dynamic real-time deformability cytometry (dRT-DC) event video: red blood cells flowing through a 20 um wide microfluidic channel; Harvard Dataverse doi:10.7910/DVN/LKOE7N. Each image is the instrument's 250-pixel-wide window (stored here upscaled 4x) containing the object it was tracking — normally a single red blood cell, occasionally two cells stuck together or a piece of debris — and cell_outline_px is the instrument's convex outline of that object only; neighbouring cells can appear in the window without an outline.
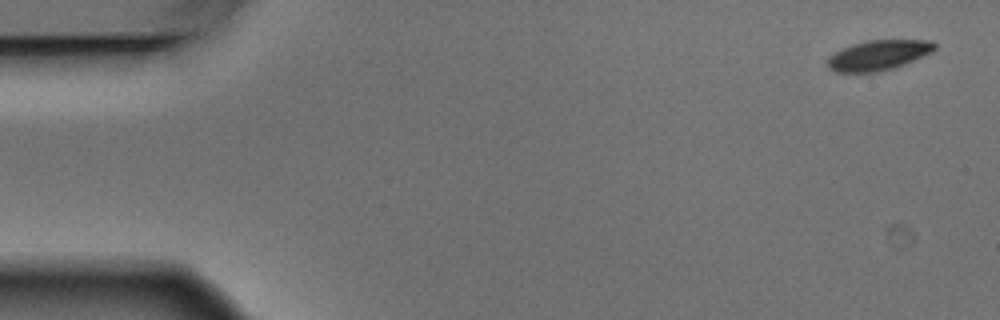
{"species": "Egyptian fruit bat (a non-hibernating species)", "species_latin": "Rousettus aegyptiacus", "temperature_condition": "warm", "stored_images_in_passage": 5, "camera_frame_rate_fps": 3000, "um_per_image_px": 0.085, "animal": {"sex": "male"}, "frame": {"image": 1, "passage_image": 1, "time_ms": 0.0, "image_size_px": [1000, 320], "cell_outline_px": [[936, 48], [932, 52], [896, 68], [876, 72], [836, 72], [828, 68], [828, 56], [852, 44], [868, 40], [932, 40], [936, 44]], "centroid_in_image_um": [74.69, 4.69], "position_along_channel_um": 10.3, "area_um2": 18.79}}
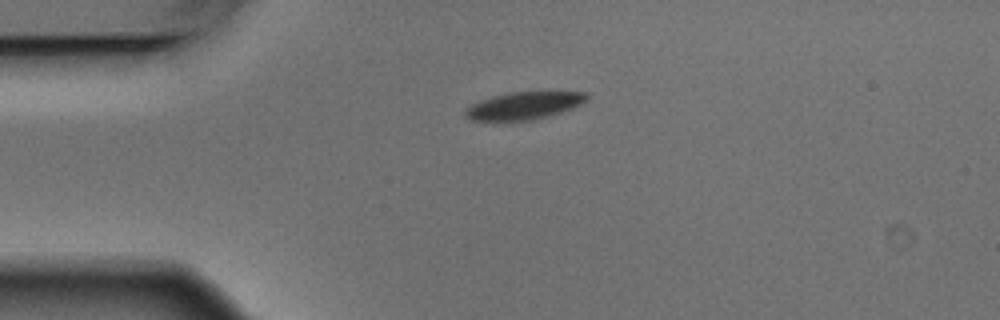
{"frame": {"image": 2, "passage_image": 4, "time_ms": 1.0, "image_size_px": [1000, 320], "cell_outline_px": [[588, 100], [572, 108], [548, 116], [532, 120], [472, 120], [464, 116], [464, 108], [480, 100], [492, 96], [512, 92], [588, 92]], "centroid_in_image_um": [44.52, 8.97], "position_along_channel_um": 40.5, "area_um2": 19.31}}